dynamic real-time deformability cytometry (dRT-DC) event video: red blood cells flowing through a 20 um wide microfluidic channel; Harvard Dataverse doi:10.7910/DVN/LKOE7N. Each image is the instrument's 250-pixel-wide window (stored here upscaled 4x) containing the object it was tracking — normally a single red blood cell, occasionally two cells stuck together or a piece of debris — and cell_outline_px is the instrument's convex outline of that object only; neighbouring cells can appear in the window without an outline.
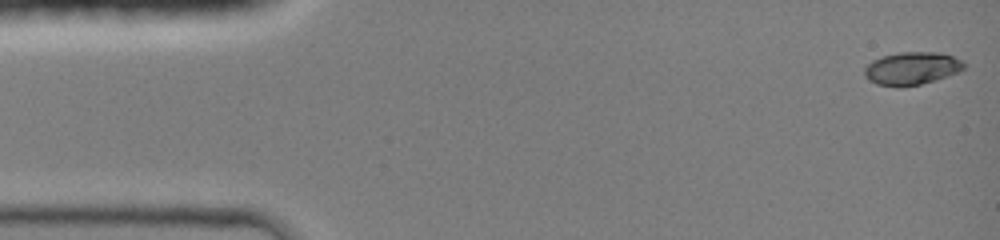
{"species": "common noctule bat (a hibernating species)", "species_latin": "Nyctalus noctula", "temperature_condition": "room temperature", "stored_images_in_passage": 65, "camera_frame_rate_fps": 3000, "um_per_image_px": 0.085, "animal": {"sex": "female", "body_mass_g": 19.0, "forearm_length_mm": 51.5}, "frame": {"image": 1, "passage_image": 1, "time_ms": 0.0, "image_size_px": [1000, 240], "cell_outline_px": [[964, 68], [956, 72], [920, 84], [876, 84], [868, 80], [864, 76], [864, 68], [872, 60], [884, 56], [900, 52], [940, 52], [952, 56], [960, 60], [964, 64]], "centroid_in_image_um": [77.46, 5.77], "position_along_channel_um": 7.5, "area_um2": 18.21}}
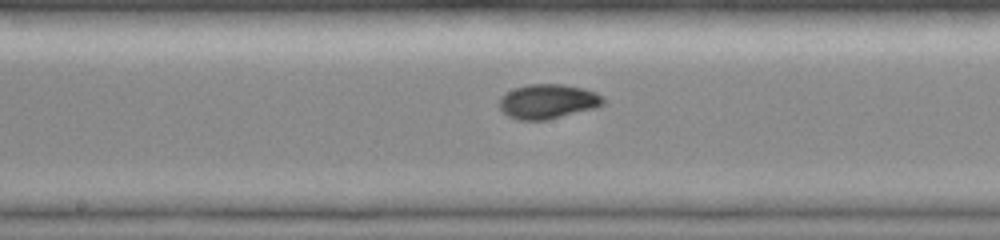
{"frame": {"image": 2, "passage_image": 33, "time_ms": 7.333, "image_size_px": [1000, 240], "cell_outline_px": [[604, 104], [596, 108], [548, 120], [516, 120], [508, 116], [500, 108], [500, 96], [504, 92], [528, 84], [560, 84], [584, 88], [596, 92], [604, 100]], "centroid_in_image_um": [46.56, 8.63], "position_along_channel_um": 201.6, "area_um2": 21.04}}
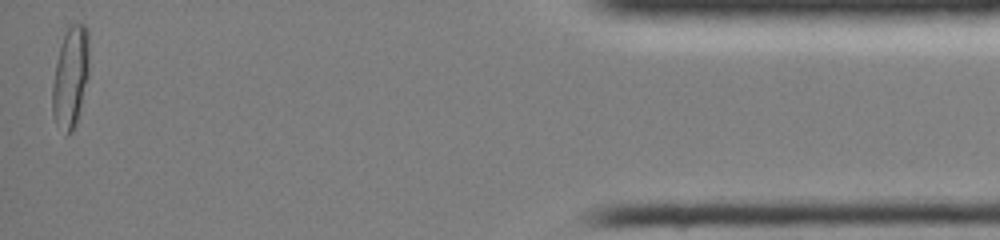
{"frame": {"image": 3, "passage_image": 65, "time_ms": 14.333, "image_size_px": [1000, 240], "cell_outline_px": [[88, 76], [76, 124], [72, 132], [64, 136], [52, 112], [52, 84], [56, 60], [60, 44], [68, 24], [84, 24], [88, 28]], "centroid_in_image_um": [5.98, 6.53], "position_along_channel_um": 429.2, "area_um2": 21.79}, "authors_computed_cell_mechanics": {"area_um2": 19.7098, "velocity_mm_per_s": 4.2792, "shape_relaxation_time_tau1_ms": 4.2874, "shape_relaxation_time_tau2_ms": 1.2768, "deformation_change_tau1": 0.1938, "deformation_change_tau2": 0.0262}}